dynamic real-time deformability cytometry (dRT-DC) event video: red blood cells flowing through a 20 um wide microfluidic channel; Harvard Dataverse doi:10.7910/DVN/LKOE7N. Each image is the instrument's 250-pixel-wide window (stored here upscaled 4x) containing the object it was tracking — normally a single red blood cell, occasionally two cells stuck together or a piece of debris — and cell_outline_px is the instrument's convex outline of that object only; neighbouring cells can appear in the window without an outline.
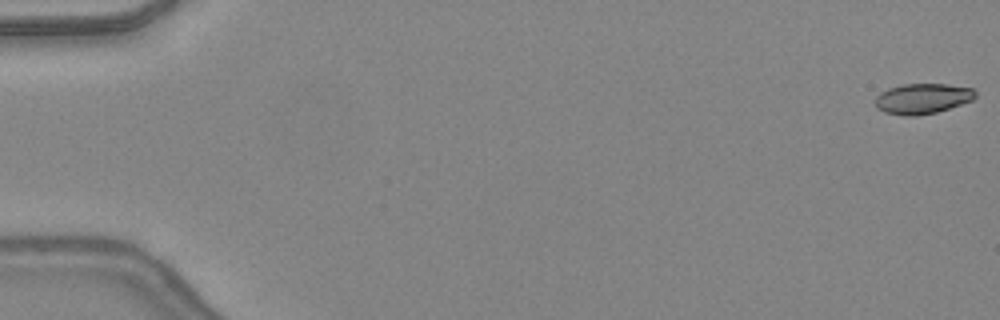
{"species": "common noctule bat (a hibernating species)", "species_latin": "Nyctalus noctula", "temperature_condition": "warm", "stored_images_in_passage": 48, "camera_frame_rate_fps": 3000, "um_per_image_px": 0.085, "animal": {"sex": "female", "body_mass_g": 24.6, "forearm_length_mm": 56.2}, "frame": {"image": 1, "passage_image": 1, "time_ms": 0.0, "image_size_px": [1000, 320], "cell_outline_px": [[976, 96], [972, 100], [936, 112], [916, 116], [904, 116], [884, 112], [876, 108], [876, 96], [880, 92], [888, 88], [904, 84], [948, 84], [972, 88], [976, 92]], "centroid_in_image_um": [78.39, 8.38], "position_along_channel_um": 6.6, "area_um2": 17.69}}
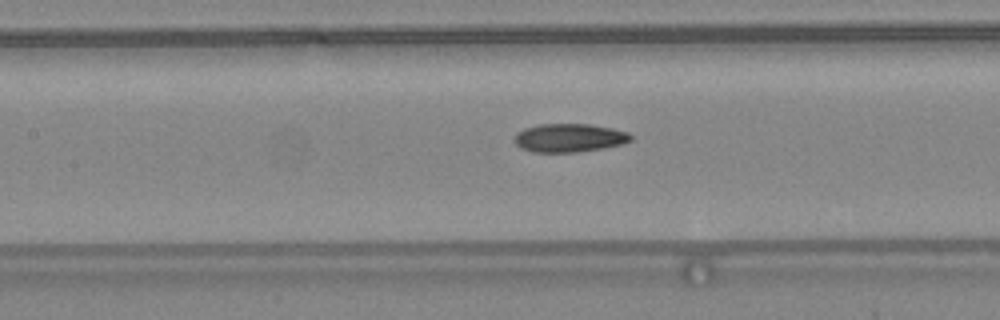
{"frame": {"image": 2, "passage_image": 23, "time_ms": 7.333, "image_size_px": [1000, 320], "cell_outline_px": [[632, 140], [624, 144], [604, 148], [576, 152], [532, 152], [520, 148], [512, 140], [516, 132], [524, 128], [540, 124], [592, 124], [612, 128], [628, 132], [632, 136]], "centroid_in_image_um": [48.37, 11.72], "position_along_channel_um": 159.0, "area_um2": 19.59}}
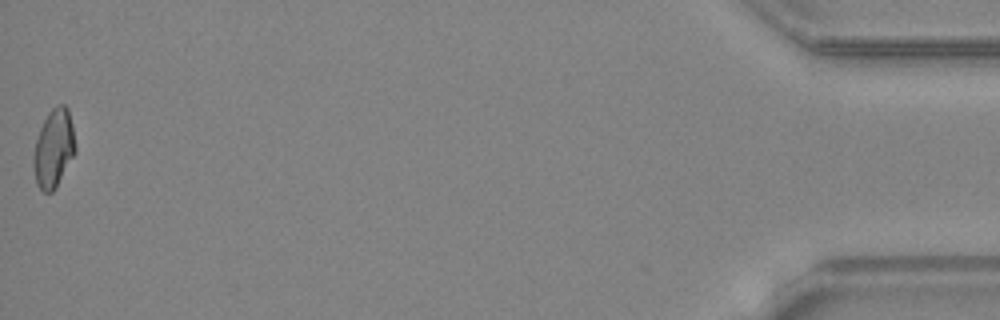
{"frame": {"image": 3, "passage_image": 48, "time_ms": 15.667, "image_size_px": [1000, 320], "cell_outline_px": [[76, 152], [56, 188], [52, 192], [44, 192], [36, 184], [32, 164], [32, 156], [36, 140], [40, 128], [48, 112], [56, 104], [64, 104], [68, 108], [72, 124], [76, 148]], "centroid_in_image_um": [4.56, 12.62], "position_along_channel_um": 430.6, "area_um2": 19.36}, "authors_computed_cell_mechanics": {"area_um2": 18.9873, "velocity_mm_per_s": 4.4169, "shape_relaxation_time_tau1_ms": 10.8077, "shape_relaxation_time_tau2_ms": 3.6114, "deformation_change_tau1": 0.2789, "deformation_change_tau2": 0.1073}}